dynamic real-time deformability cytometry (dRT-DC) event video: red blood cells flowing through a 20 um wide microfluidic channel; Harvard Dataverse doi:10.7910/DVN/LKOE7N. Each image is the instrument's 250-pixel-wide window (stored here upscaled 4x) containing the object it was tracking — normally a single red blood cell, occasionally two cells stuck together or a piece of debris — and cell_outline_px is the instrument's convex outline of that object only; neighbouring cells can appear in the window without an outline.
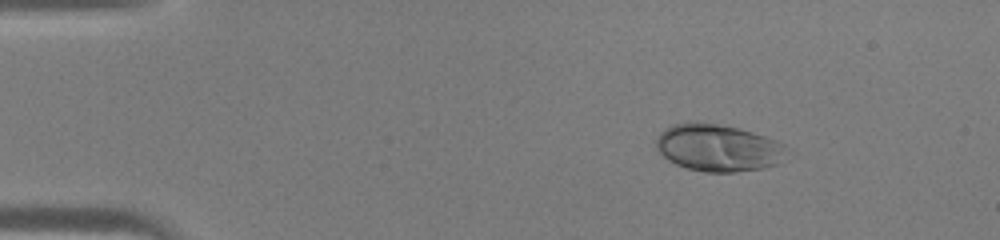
{"species": "human", "species_latin": "Homo sapiens", "temperature_condition": "warm", "stored_images_in_passage": 39, "camera_frame_rate_fps": 3000, "um_per_image_px": 0.085, "donor": {"sex": "male"}, "frame": {"image": 1, "passage_image": 1, "time_ms": 0.0, "image_size_px": [1000, 240], "cell_outline_px": [[784, 144], [780, 164], [764, 168], [736, 172], [704, 172], [688, 168], [676, 164], [668, 160], [656, 148], [656, 140], [660, 132], [664, 128], [672, 124], [688, 120], [696, 120], [736, 128], [752, 132], [776, 140]], "centroid_in_image_um": [60.97, 12.55], "position_along_channel_um": 24.0, "area_um2": 35.89}}
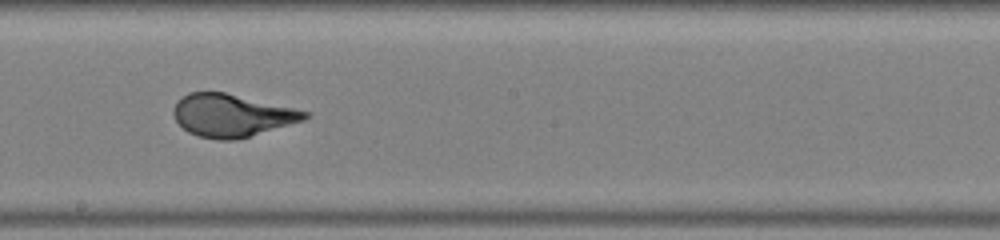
{"frame": {"image": 2, "passage_image": 20, "time_ms": 6.333, "image_size_px": [1000, 240], "cell_outline_px": [[312, 116], [304, 120], [236, 140], [220, 140], [200, 136], [188, 132], [176, 120], [172, 112], [172, 108], [176, 100], [188, 92], [224, 92], [312, 112]], "centroid_in_image_um": [19.7, 9.8], "position_along_channel_um": 228.5, "area_um2": 32.6}}
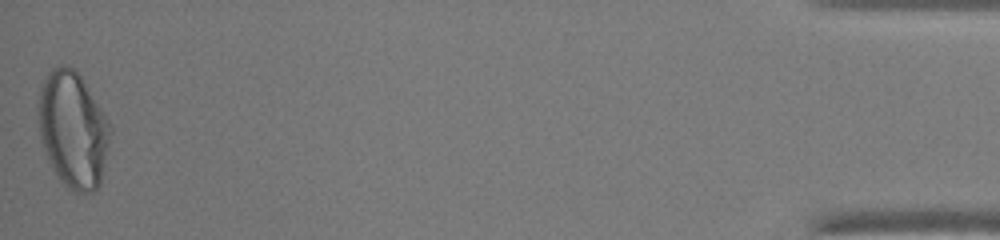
{"frame": {"image": 3, "passage_image": 39, "time_ms": 12.667, "image_size_px": [1000, 240], "cell_outline_px": [[112, 132], [100, 184], [92, 192], [76, 192], [60, 180], [48, 160], [40, 140], [36, 108], [40, 84], [48, 72], [56, 64], [60, 64], [72, 68], [80, 76], [112, 124]], "centroid_in_image_um": [6.18, 10.98], "position_along_channel_um": 429.0, "area_um2": 49.19}}